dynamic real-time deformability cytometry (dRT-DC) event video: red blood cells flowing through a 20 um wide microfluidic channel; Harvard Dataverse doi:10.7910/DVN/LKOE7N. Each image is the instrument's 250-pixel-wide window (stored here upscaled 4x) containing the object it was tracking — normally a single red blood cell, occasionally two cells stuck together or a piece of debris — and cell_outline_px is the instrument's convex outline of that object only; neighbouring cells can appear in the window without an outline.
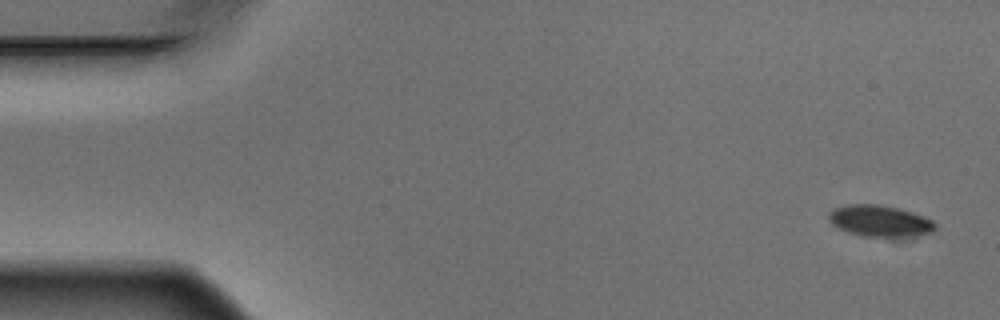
{"species": "Egyptian fruit bat (a non-hibernating species)", "species_latin": "Rousettus aegyptiacus", "temperature_condition": "warm", "stored_images_in_passage": 6, "camera_frame_rate_fps": 3000, "um_per_image_px": 0.085, "animal": {"sex": "male"}, "frame": {"image": 1, "passage_image": 1, "time_ms": 0.0, "image_size_px": [1000, 320], "cell_outline_px": [[936, 228], [932, 232], [904, 240], [892, 240], [864, 236], [848, 232], [832, 224], [828, 220], [828, 212], [832, 208], [848, 204], [880, 204], [900, 208], [924, 216], [932, 220], [936, 224]], "centroid_in_image_um": [74.84, 18.83], "position_along_channel_um": 10.2, "area_um2": 20.58}}
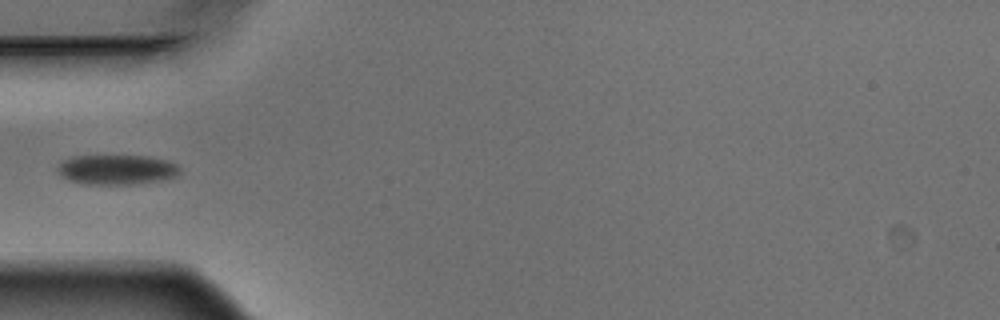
{"frame": {"image": 2, "passage_image": 5, "time_ms": 1.333, "image_size_px": [1000, 320], "cell_outline_px": [[180, 172], [176, 176], [164, 180], [136, 184], [80, 184], [68, 180], [60, 176], [56, 172], [56, 168], [64, 160], [72, 156], [148, 156], [168, 160], [176, 164], [180, 168]], "centroid_in_image_um": [9.91, 14.43], "position_along_channel_um": 75.1, "area_um2": 21.56}}
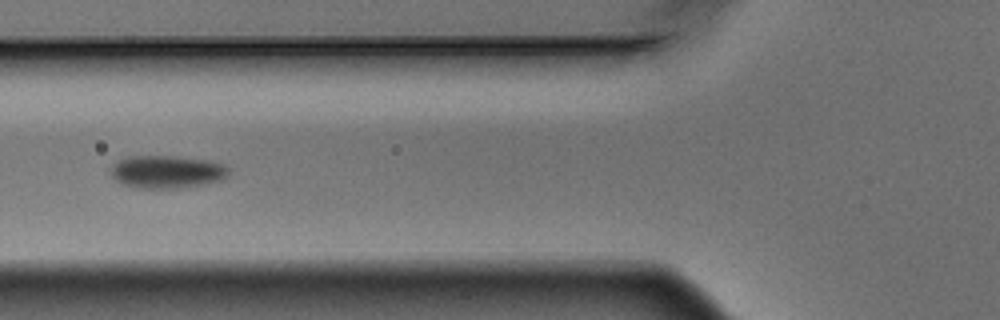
{"frame": {"image": 3, "passage_image": 6, "time_ms": 1.667, "image_size_px": [1000, 320], "cell_outline_px": [[228, 176], [224, 180], [176, 188], [136, 188], [124, 184], [116, 180], [112, 176], [112, 164], [128, 156], [172, 156], [212, 160], [224, 164], [228, 168]], "centroid_in_image_um": [14.22, 14.59], "position_along_channel_um": 111.6, "area_um2": 22.48}}